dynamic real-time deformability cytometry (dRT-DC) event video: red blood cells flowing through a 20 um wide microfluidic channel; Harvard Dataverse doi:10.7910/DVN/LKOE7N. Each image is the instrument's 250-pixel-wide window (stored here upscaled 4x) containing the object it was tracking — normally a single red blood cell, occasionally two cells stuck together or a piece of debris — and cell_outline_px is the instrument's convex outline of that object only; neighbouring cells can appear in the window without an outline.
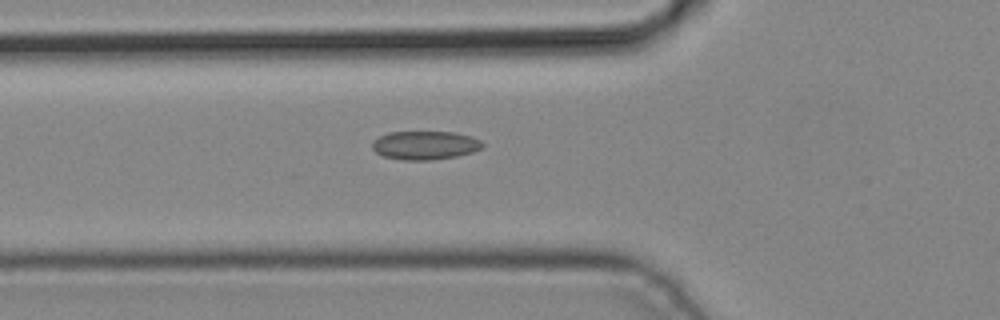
{"species": "common noctule bat (a hibernating species)", "species_latin": "Nyctalus noctula", "temperature_condition": "cold", "stored_images_in_passage": 6, "camera_frame_rate_fps": 3000, "um_per_image_px": 0.085, "animal": {"sex": "male", "body_mass_g": 19.2, "forearm_length_mm": 51.8}, "frame": {"image": 1, "passage_image": 6, "time_ms": 1.667, "image_size_px": [1000, 320], "cell_outline_px": [[484, 144], [480, 148], [472, 152], [456, 156], [432, 160], [404, 160], [384, 156], [376, 152], [372, 148], [372, 144], [380, 136], [388, 132], [456, 132], [472, 136], [480, 140]], "centroid_in_image_um": [36.14, 12.34], "position_along_channel_um": 89.7, "area_um2": 18.26}}